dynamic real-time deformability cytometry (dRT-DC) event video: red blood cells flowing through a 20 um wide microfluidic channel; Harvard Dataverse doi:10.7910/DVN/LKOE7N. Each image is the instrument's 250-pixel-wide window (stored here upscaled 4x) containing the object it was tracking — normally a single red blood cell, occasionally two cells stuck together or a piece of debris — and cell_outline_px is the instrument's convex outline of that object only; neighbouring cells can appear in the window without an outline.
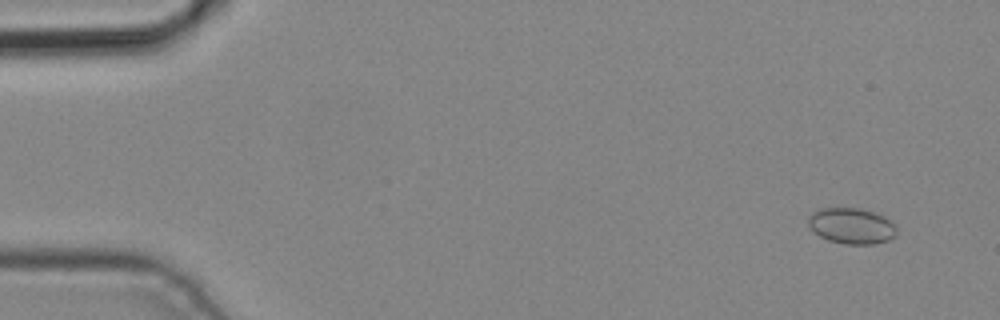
{"species": "common noctule bat (a hibernating species)", "species_latin": "Nyctalus noctula", "temperature_condition": "cold", "stored_images_in_passage": 3, "camera_frame_rate_fps": 3000, "um_per_image_px": 0.085, "animal": {"sex": "male", "body_mass_g": 19.2, "forearm_length_mm": 51.8}, "frame": {"image": 1, "passage_image": 1, "time_ms": 0.0, "image_size_px": [1000, 320], "cell_outline_px": [[896, 236], [888, 240], [872, 244], [844, 244], [828, 240], [820, 236], [808, 224], [808, 216], [812, 212], [820, 208], [860, 208], [884, 216], [896, 224]], "centroid_in_image_um": [72.4, 19.19], "position_along_channel_um": 12.6, "area_um2": 18.5}}